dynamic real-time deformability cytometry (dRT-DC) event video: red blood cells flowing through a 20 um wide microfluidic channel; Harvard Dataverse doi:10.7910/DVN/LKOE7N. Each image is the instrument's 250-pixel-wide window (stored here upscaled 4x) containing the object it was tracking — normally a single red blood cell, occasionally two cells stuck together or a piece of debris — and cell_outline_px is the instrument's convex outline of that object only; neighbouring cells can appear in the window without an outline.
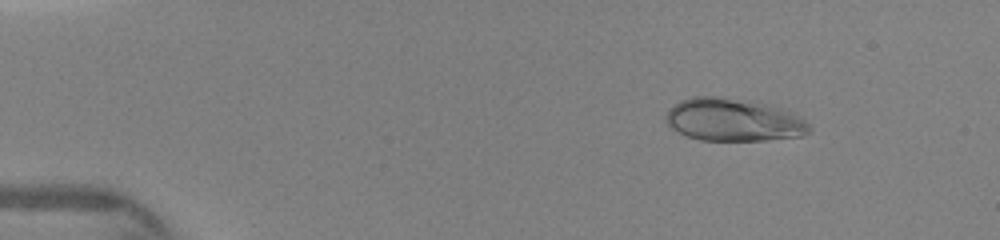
{"species": "human", "species_latin": "Homo sapiens", "temperature_condition": "warm", "stored_images_in_passage": 72, "camera_frame_rate_fps": 3000, "um_per_image_px": 0.085, "donor": {"sex": "female"}, "frame": {"image": 1, "passage_image": 1, "time_ms": 0.0, "image_size_px": [1000, 240], "cell_outline_px": [[812, 128], [808, 132], [800, 136], [764, 140], [700, 140], [684, 136], [672, 128], [664, 120], [664, 116], [668, 108], [680, 100], [692, 96], [716, 96], [768, 104], [792, 112], [804, 120]], "centroid_in_image_um": [62.28, 10.19], "position_along_channel_um": 22.7, "area_um2": 35.78}}
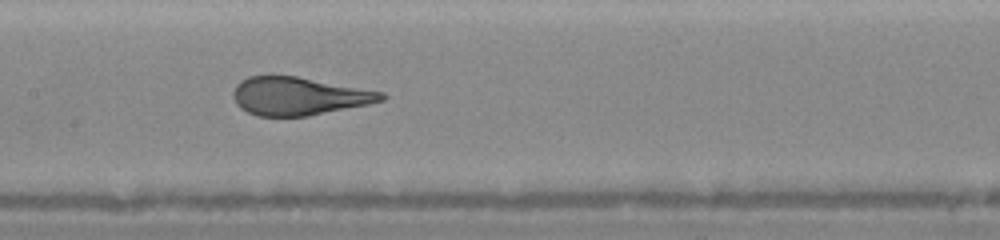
{"frame": {"image": 2, "passage_image": 32, "time_ms": 5.667, "image_size_px": [1000, 240], "cell_outline_px": [[388, 96], [384, 100], [368, 104], [308, 116], [256, 116], [240, 108], [236, 104], [232, 96], [232, 92], [236, 84], [240, 80], [248, 76], [296, 76], [384, 92]], "centroid_in_image_um": [25.37, 8.17], "position_along_channel_um": 182.0, "area_um2": 32.89}}
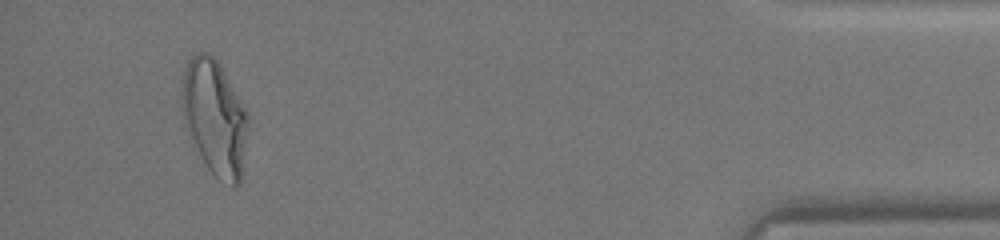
{"frame": {"image": 3, "passage_image": 68, "time_ms": 12.333, "image_size_px": [1000, 240], "cell_outline_px": [[248, 120], [240, 184], [232, 184], [220, 180], [208, 168], [192, 148], [184, 124], [180, 104], [180, 84], [188, 60], [196, 52], [208, 52], [220, 64], [248, 112]], "centroid_in_image_um": [18.18, 9.95], "position_along_channel_um": 417.0, "area_um2": 44.97}}